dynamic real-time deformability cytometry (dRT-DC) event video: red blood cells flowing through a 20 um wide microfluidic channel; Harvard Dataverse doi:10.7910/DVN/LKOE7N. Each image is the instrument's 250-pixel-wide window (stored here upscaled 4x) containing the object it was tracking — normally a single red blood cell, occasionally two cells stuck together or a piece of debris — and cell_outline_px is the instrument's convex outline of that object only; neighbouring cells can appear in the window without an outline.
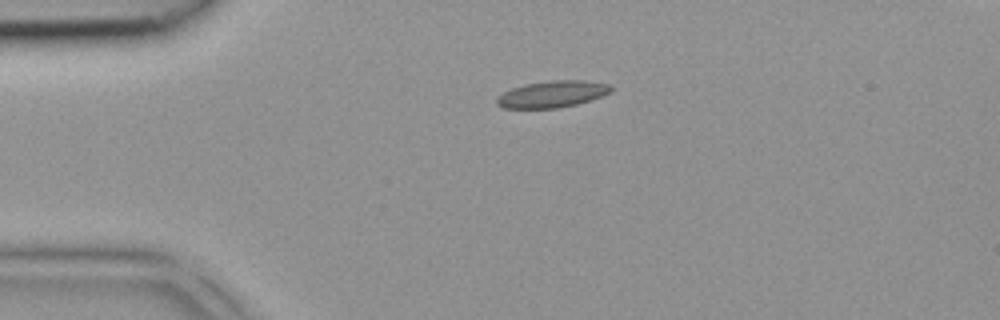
{"species": "common noctule bat (a hibernating species)", "species_latin": "Nyctalus noctula", "temperature_condition": "room temperature", "stored_images_in_passage": 3, "camera_frame_rate_fps": 3000, "um_per_image_px": 0.085, "animal": {"sex": "female", "body_mass_g": 18.4}, "frame": {"image": 1, "passage_image": 1, "time_ms": 0.0, "image_size_px": [1000, 320], "cell_outline_px": [[612, 88], [608, 92], [600, 96], [576, 104], [556, 108], [504, 108], [496, 104], [496, 96], [512, 88], [524, 84], [552, 80], [584, 80], [608, 84]], "centroid_in_image_um": [46.87, 8.0], "position_along_channel_um": 38.1, "area_um2": 17.51}}
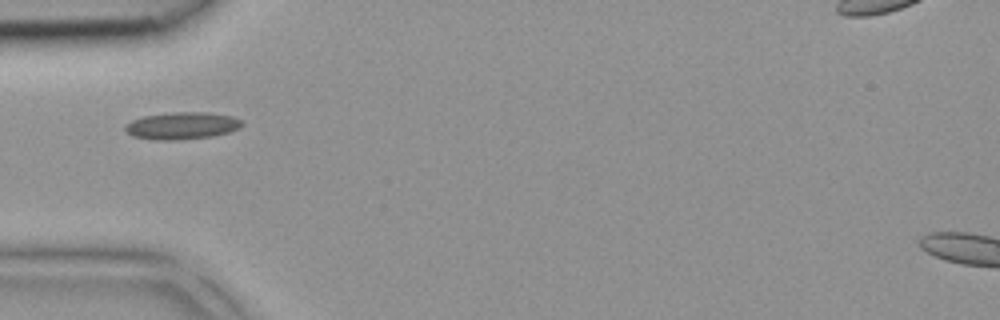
{"frame": {"image": 2, "passage_image": 2, "time_ms": 0.333, "image_size_px": [1000, 320], "cell_outline_px": [[244, 124], [240, 128], [228, 132], [212, 136], [180, 140], [152, 140], [132, 136], [124, 132], [124, 124], [132, 120], [144, 116], [176, 112], [208, 112], [232, 116], [240, 120]], "centroid_in_image_um": [15.43, 10.69], "position_along_channel_um": 69.6, "area_um2": 18.67}}